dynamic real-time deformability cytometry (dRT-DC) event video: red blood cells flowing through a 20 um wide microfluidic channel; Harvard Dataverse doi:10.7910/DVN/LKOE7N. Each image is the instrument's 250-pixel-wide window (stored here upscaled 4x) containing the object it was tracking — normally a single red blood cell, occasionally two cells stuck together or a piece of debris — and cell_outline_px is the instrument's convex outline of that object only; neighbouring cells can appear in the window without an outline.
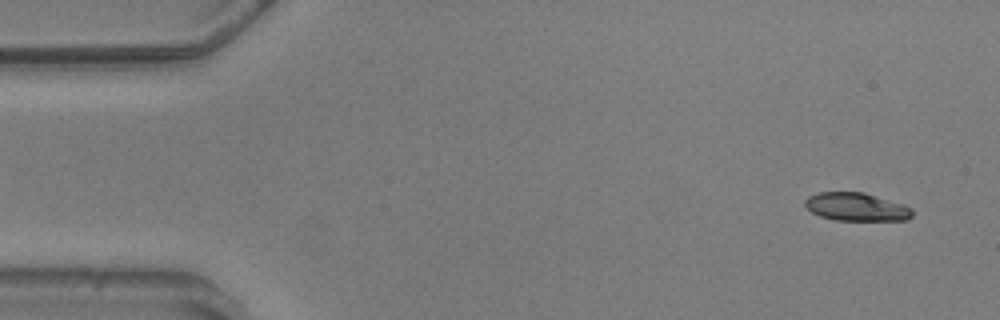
{"species": "common noctule bat (a hibernating species)", "species_latin": "Nyctalus noctula", "temperature_condition": "warm", "stored_images_in_passage": 25, "camera_frame_rate_fps": 3000, "um_per_image_px": 0.085, "animal": {"sex": "male", "body_mass_g": 20.5, "forearm_length_mm": 52.5}, "frame": {"image": 1, "passage_image": 3, "time_ms": 0.667, "image_size_px": [1000, 320], "cell_outline_px": [[912, 216], [908, 220], [836, 220], [820, 216], [812, 212], [804, 204], [804, 200], [808, 196], [820, 192], [864, 192], [904, 204], [912, 208]], "centroid_in_image_um": [72.8, 17.58], "position_along_channel_um": 12.2, "area_um2": 17.63}}
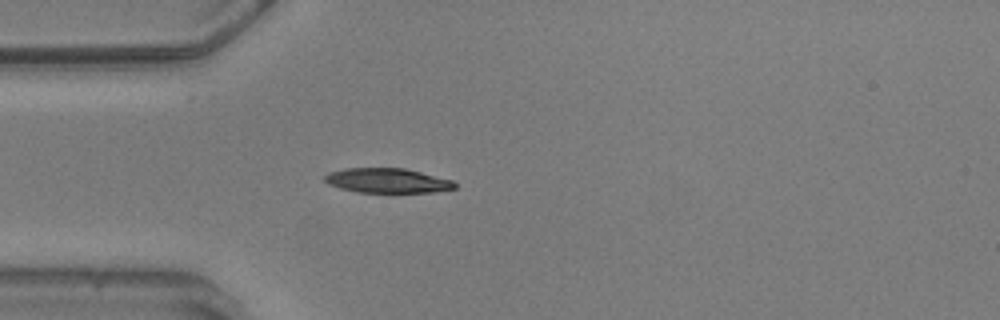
{"frame": {"image": 2, "passage_image": 15, "time_ms": 4.667, "image_size_px": [1000, 320], "cell_outline_px": [[456, 188], [432, 192], [356, 192], [340, 188], [328, 184], [324, 180], [324, 176], [328, 172], [344, 168], [404, 168], [452, 180], [456, 184]], "centroid_in_image_um": [32.88, 15.35], "position_along_channel_um": 52.1, "area_um2": 18.61}}
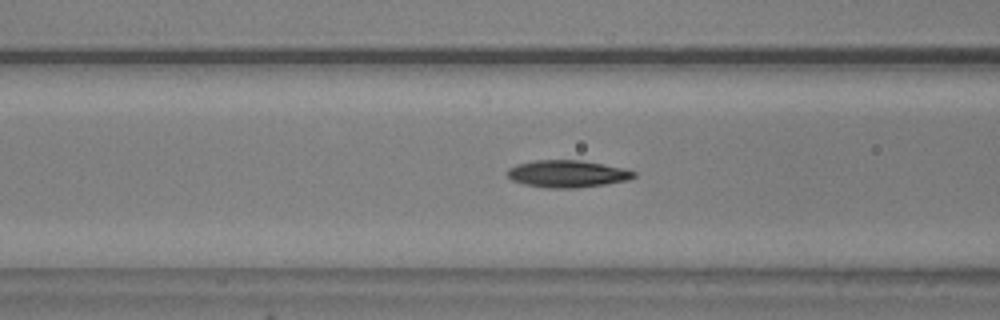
{"frame": {"image": 3, "passage_image": 21, "time_ms": 6.667, "image_size_px": [1000, 320], "cell_outline_px": [[636, 176], [628, 180], [604, 184], [576, 188], [544, 188], [524, 184], [512, 180], [504, 172], [508, 168], [516, 164], [532, 160], [580, 160], [624, 168], [636, 172]], "centroid_in_image_um": [48.17, 14.77], "position_along_channel_um": 118.4, "area_um2": 20.17}}